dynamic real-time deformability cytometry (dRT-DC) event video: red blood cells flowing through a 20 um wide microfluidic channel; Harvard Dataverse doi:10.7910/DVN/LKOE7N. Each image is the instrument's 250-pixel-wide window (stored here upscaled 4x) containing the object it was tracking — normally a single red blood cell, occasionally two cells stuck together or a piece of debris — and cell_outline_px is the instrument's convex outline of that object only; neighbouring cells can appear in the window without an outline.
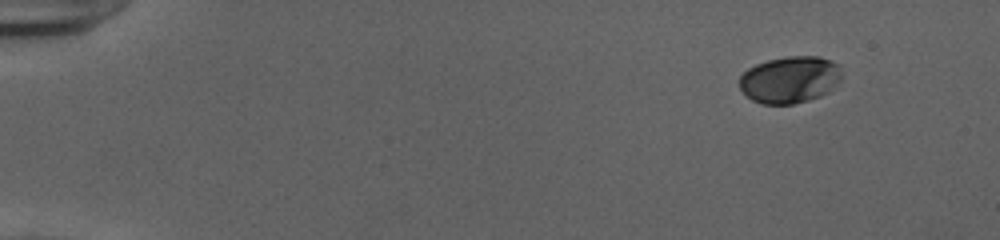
{"species": "human", "species_latin": "Homo sapiens", "temperature_condition": "cold", "stored_images_in_passage": 49, "camera_frame_rate_fps": 3000, "um_per_image_px": 0.085, "donor": {"sex": "female"}, "frame": {"image": 1, "passage_image": 1, "time_ms": 0.0, "image_size_px": [1000, 240], "cell_outline_px": [[840, 80], [828, 92], [820, 96], [808, 100], [792, 104], [760, 104], [752, 100], [740, 88], [740, 76], [748, 68], [756, 64], [768, 60], [788, 56], [820, 56], [832, 60], [840, 64]], "centroid_in_image_um": [67.15, 6.76], "position_along_channel_um": 17.9, "area_um2": 27.98}}
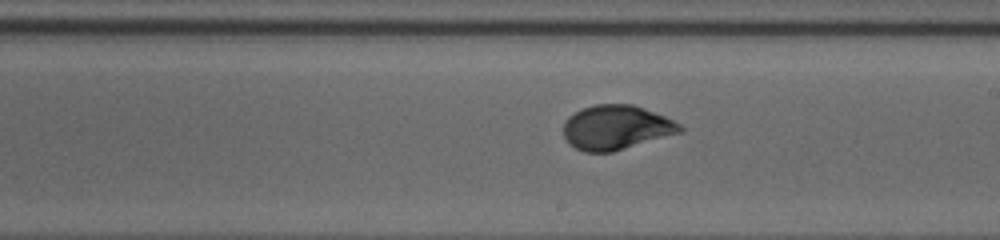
{"frame": {"image": 2, "passage_image": 28, "time_ms": 9.0, "image_size_px": [1000, 240], "cell_outline_px": [[684, 132], [612, 152], [584, 152], [568, 144], [564, 136], [564, 124], [568, 116], [584, 108], [596, 104], [632, 104], [664, 116], [680, 124], [684, 128]], "centroid_in_image_um": [52.38, 10.85], "position_along_channel_um": 236.6, "area_um2": 30.17}}
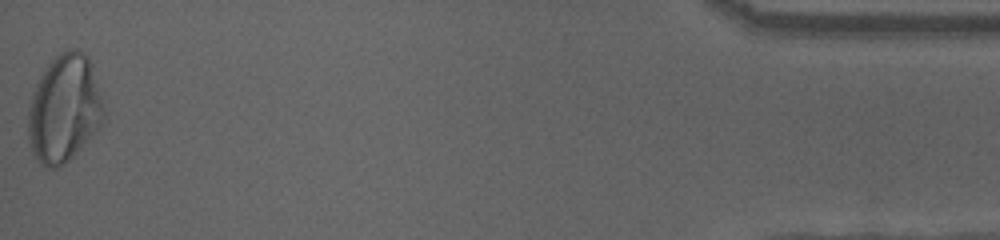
{"frame": {"image": 3, "passage_image": 49, "time_ms": 16.0, "image_size_px": [1000, 240], "cell_outline_px": [[108, 120], [68, 160], [56, 168], [48, 168], [40, 164], [32, 152], [28, 136], [28, 112], [32, 92], [40, 76], [48, 64], [60, 52], [68, 48], [76, 48], [84, 52], [88, 56], [92, 64]], "centroid_in_image_um": [5.49, 9.22], "position_along_channel_um": 429.7, "area_um2": 47.92}, "authors_computed_cell_mechanics": {"area_um2": 29.8826, "velocity_mm_per_s": 3.9398, "shape_relaxation_time_tau1_ms": 4.2057, "shape_relaxation_time_tau2_ms": null, "deformation_change_tau1": 0.1825, "deformation_change_tau2": null}}